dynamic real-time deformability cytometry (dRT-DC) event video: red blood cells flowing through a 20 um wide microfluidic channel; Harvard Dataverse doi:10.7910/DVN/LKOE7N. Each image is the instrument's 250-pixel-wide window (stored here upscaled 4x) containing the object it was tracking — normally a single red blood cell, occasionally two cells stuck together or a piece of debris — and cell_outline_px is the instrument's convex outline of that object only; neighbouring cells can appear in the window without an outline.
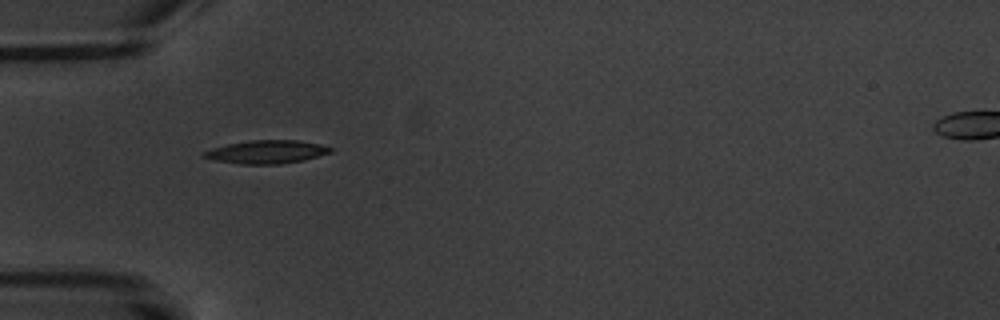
{"species": "common noctule bat (a hibernating species)", "species_latin": "Nyctalus noctula", "temperature_condition": "warm", "stored_images_in_passage": 3, "camera_frame_rate_fps": 3000, "um_per_image_px": 0.085, "animal": {"sex": "male", "body_mass_g": 20.1, "forearm_length_mm": 53.5}, "frame": {"image": 1, "passage_image": 1, "time_ms": 0.0, "image_size_px": [1000, 320], "cell_outline_px": [[332, 152], [304, 160], [280, 164], [240, 164], [216, 160], [200, 156], [200, 152], [212, 148], [228, 144], [252, 140], [296, 140], [320, 144], [332, 148]], "centroid_in_image_um": [22.63, 12.91], "position_along_channel_um": 62.4, "area_um2": 17.11}}